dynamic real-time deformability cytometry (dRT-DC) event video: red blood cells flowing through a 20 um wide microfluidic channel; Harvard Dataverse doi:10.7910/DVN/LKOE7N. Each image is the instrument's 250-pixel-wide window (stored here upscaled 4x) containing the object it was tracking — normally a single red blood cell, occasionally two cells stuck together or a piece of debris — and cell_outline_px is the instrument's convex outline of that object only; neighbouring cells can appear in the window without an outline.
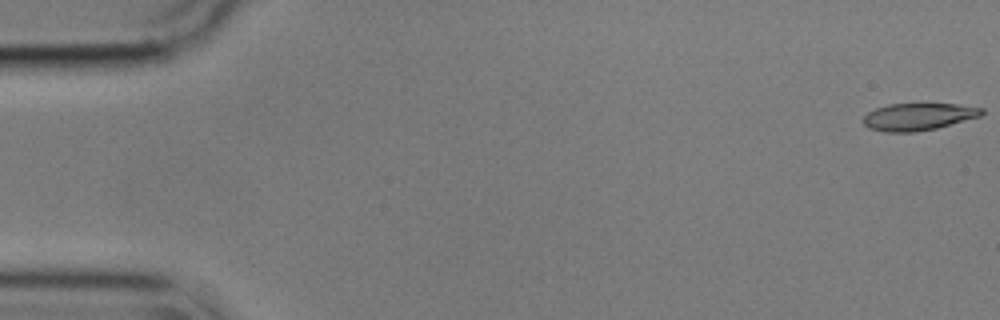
{"species": "common noctule bat (a hibernating species)", "species_latin": "Nyctalus noctula", "temperature_condition": "cold", "stored_images_in_passage": 56, "camera_frame_rate_fps": 3000, "um_per_image_px": 0.085, "animal": {"sex": "male", "body_mass_g": 17.9}, "frame": {"image": 1, "passage_image": 1, "time_ms": 0.0, "image_size_px": [1000, 320], "cell_outline_px": [[984, 112], [980, 116], [936, 128], [916, 132], [884, 132], [868, 128], [860, 120], [868, 112], [876, 108], [888, 104], [956, 104], [984, 108]], "centroid_in_image_um": [78.01, 9.92], "position_along_channel_um": 7.0, "area_um2": 18.79}}
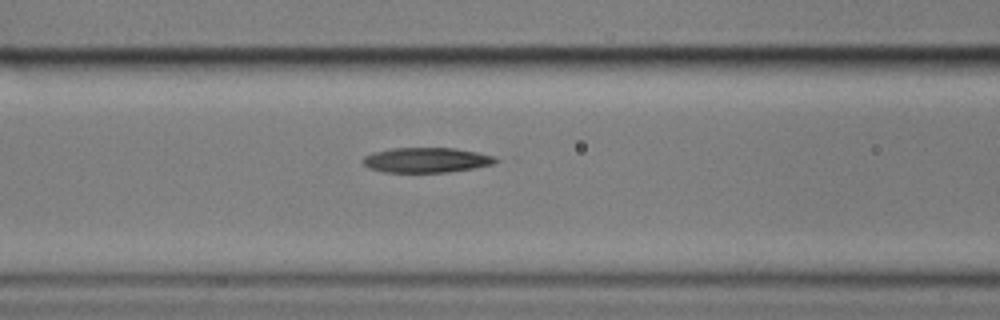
{"frame": {"image": 2, "passage_image": 23, "time_ms": 7.333, "image_size_px": [1000, 320], "cell_outline_px": [[504, 160], [496, 164], [476, 168], [448, 172], [384, 172], [368, 168], [360, 160], [364, 156], [372, 152], [392, 148], [456, 148], [496, 156]], "centroid_in_image_um": [36.31, 13.6], "position_along_channel_um": 130.3, "area_um2": 19.77}}
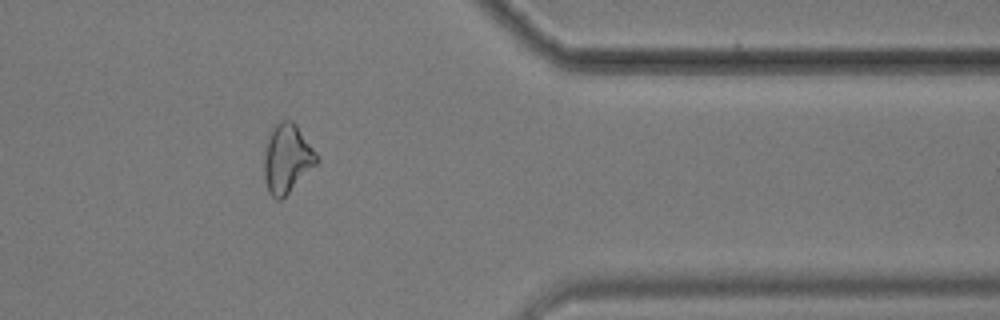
{"frame": {"image": 3, "passage_image": 46, "time_ms": 15.0, "image_size_px": [1000, 320], "cell_outline_px": [[320, 160], [280, 200], [276, 200], [268, 192], [264, 180], [264, 156], [268, 132], [280, 120], [292, 120], [296, 124], [316, 152]], "centroid_in_image_um": [24.37, 13.45], "position_along_channel_um": 387.0, "area_um2": 21.04}, "authors_computed_cell_mechanics": {"area_um2": 19.9121, "velocity_mm_per_s": 3.5647, "shape_relaxation_time_tau1_ms": 4.9458, "shape_relaxation_time_tau2_ms": 9.8324, "deformation_change_tau1": 0.1542, "deformation_change_tau2": 0.2281}}